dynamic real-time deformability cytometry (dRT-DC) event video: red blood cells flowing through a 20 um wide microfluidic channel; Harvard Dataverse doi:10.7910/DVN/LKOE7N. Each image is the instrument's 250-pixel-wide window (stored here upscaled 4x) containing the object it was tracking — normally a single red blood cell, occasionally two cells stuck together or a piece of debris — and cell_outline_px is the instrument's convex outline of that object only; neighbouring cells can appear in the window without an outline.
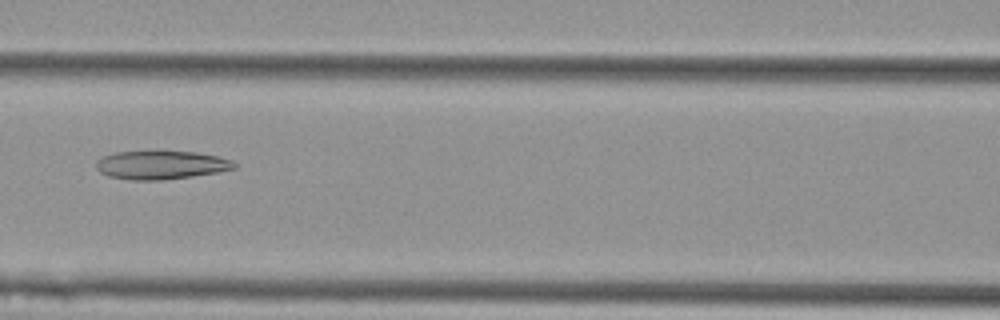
{"species": "Egyptian fruit bat (a non-hibernating species)", "species_latin": "Rousettus aegyptiacus", "temperature_condition": "cold", "stored_images_in_passage": 9, "camera_frame_rate_fps": 3000, "um_per_image_px": 0.085, "animal": {"sex": "female"}, "frame": {"image": 1, "passage_image": 7, "time_ms": 2.0, "image_size_px": [1000, 320], "cell_outline_px": [[236, 168], [216, 172], [192, 176], [160, 180], [132, 180], [108, 176], [100, 172], [96, 168], [96, 160], [104, 156], [116, 152], [196, 152], [220, 156], [232, 160], [236, 164]], "centroid_in_image_um": [13.69, 14.03], "position_along_channel_um": 152.9, "area_um2": 22.72}}
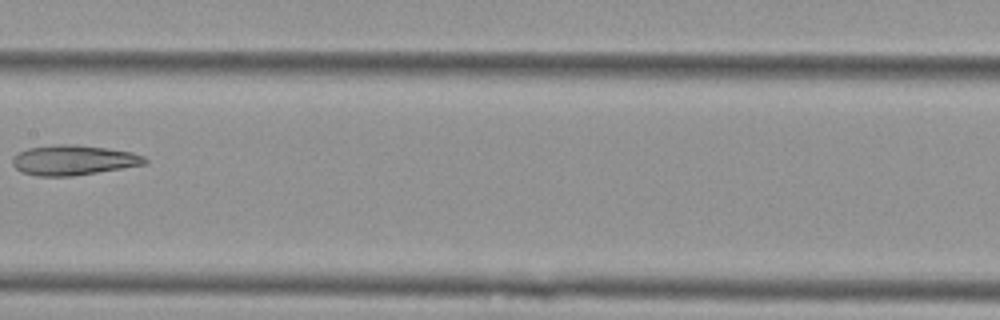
{"frame": {"image": 2, "passage_image": 8, "time_ms": 2.333, "image_size_px": [1000, 320], "cell_outline_px": [[148, 164], [72, 176], [36, 176], [20, 172], [12, 164], [12, 156], [16, 152], [28, 148], [56, 144], [68, 144], [108, 148], [132, 152], [144, 156], [148, 160]], "centroid_in_image_um": [6.22, 13.61], "position_along_channel_um": 201.2, "area_um2": 23.35}}
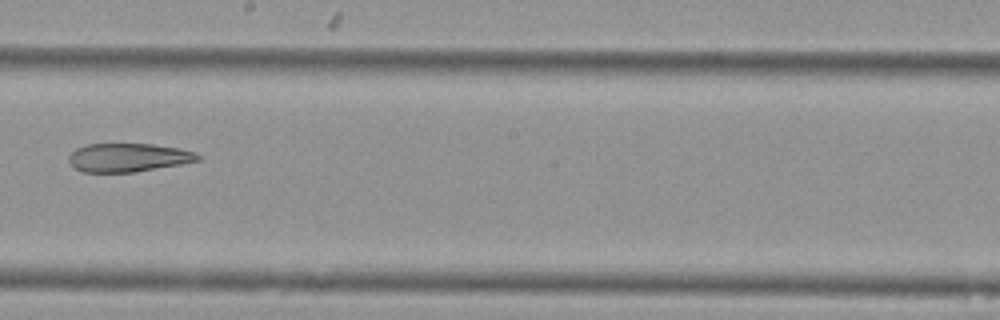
{"frame": {"image": 3, "passage_image": 9, "time_ms": 2.667, "image_size_px": [1000, 320], "cell_outline_px": [[200, 160], [180, 164], [136, 172], [80, 172], [68, 160], [68, 156], [76, 148], [88, 144], [152, 144], [180, 148], [192, 152], [200, 156]], "centroid_in_image_um": [10.87, 13.39], "position_along_channel_um": 237.3, "area_um2": 21.33}}